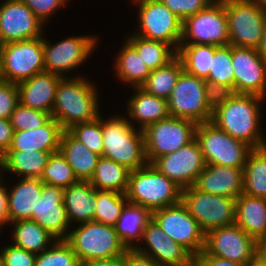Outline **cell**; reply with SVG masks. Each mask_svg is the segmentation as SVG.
I'll return each mask as SVG.
<instances>
[{
	"mask_svg": "<svg viewBox=\"0 0 266 266\" xmlns=\"http://www.w3.org/2000/svg\"><path fill=\"white\" fill-rule=\"evenodd\" d=\"M265 98L254 94H236L211 117V122L235 139L252 148L266 146V138L260 125L261 103Z\"/></svg>",
	"mask_w": 266,
	"mask_h": 266,
	"instance_id": "6da1fadb",
	"label": "cell"
},
{
	"mask_svg": "<svg viewBox=\"0 0 266 266\" xmlns=\"http://www.w3.org/2000/svg\"><path fill=\"white\" fill-rule=\"evenodd\" d=\"M86 78L70 76L62 78L57 85L51 117L59 122L64 131L100 115L96 84Z\"/></svg>",
	"mask_w": 266,
	"mask_h": 266,
	"instance_id": "7a4b0ae2",
	"label": "cell"
},
{
	"mask_svg": "<svg viewBox=\"0 0 266 266\" xmlns=\"http://www.w3.org/2000/svg\"><path fill=\"white\" fill-rule=\"evenodd\" d=\"M101 115L103 133V157L124 165L130 171L140 169L147 164L145 157L144 133L130 123L127 116Z\"/></svg>",
	"mask_w": 266,
	"mask_h": 266,
	"instance_id": "3957f363",
	"label": "cell"
},
{
	"mask_svg": "<svg viewBox=\"0 0 266 266\" xmlns=\"http://www.w3.org/2000/svg\"><path fill=\"white\" fill-rule=\"evenodd\" d=\"M181 190L174 181L160 173L152 164L130 171L125 193L128 202L152 212L181 202Z\"/></svg>",
	"mask_w": 266,
	"mask_h": 266,
	"instance_id": "277c9868",
	"label": "cell"
},
{
	"mask_svg": "<svg viewBox=\"0 0 266 266\" xmlns=\"http://www.w3.org/2000/svg\"><path fill=\"white\" fill-rule=\"evenodd\" d=\"M65 241L77 255L80 264L122 256L127 249L114 226L85 222L69 231Z\"/></svg>",
	"mask_w": 266,
	"mask_h": 266,
	"instance_id": "5b68a950",
	"label": "cell"
},
{
	"mask_svg": "<svg viewBox=\"0 0 266 266\" xmlns=\"http://www.w3.org/2000/svg\"><path fill=\"white\" fill-rule=\"evenodd\" d=\"M206 165L244 168L247 156L253 149L245 142L235 139L211 121L200 123L196 128Z\"/></svg>",
	"mask_w": 266,
	"mask_h": 266,
	"instance_id": "8992f818",
	"label": "cell"
},
{
	"mask_svg": "<svg viewBox=\"0 0 266 266\" xmlns=\"http://www.w3.org/2000/svg\"><path fill=\"white\" fill-rule=\"evenodd\" d=\"M197 125L189 119L173 116L148 125L143 130L147 163L192 142L196 138Z\"/></svg>",
	"mask_w": 266,
	"mask_h": 266,
	"instance_id": "52a82bcc",
	"label": "cell"
},
{
	"mask_svg": "<svg viewBox=\"0 0 266 266\" xmlns=\"http://www.w3.org/2000/svg\"><path fill=\"white\" fill-rule=\"evenodd\" d=\"M45 71L43 36L1 45L0 76L18 84Z\"/></svg>",
	"mask_w": 266,
	"mask_h": 266,
	"instance_id": "ba28073f",
	"label": "cell"
},
{
	"mask_svg": "<svg viewBox=\"0 0 266 266\" xmlns=\"http://www.w3.org/2000/svg\"><path fill=\"white\" fill-rule=\"evenodd\" d=\"M181 203L195 218L202 230L235 224L236 199L201 192L194 186L181 190Z\"/></svg>",
	"mask_w": 266,
	"mask_h": 266,
	"instance_id": "9c48e42d",
	"label": "cell"
},
{
	"mask_svg": "<svg viewBox=\"0 0 266 266\" xmlns=\"http://www.w3.org/2000/svg\"><path fill=\"white\" fill-rule=\"evenodd\" d=\"M229 44L258 49L262 43L266 9L248 0H224Z\"/></svg>",
	"mask_w": 266,
	"mask_h": 266,
	"instance_id": "30bf717a",
	"label": "cell"
},
{
	"mask_svg": "<svg viewBox=\"0 0 266 266\" xmlns=\"http://www.w3.org/2000/svg\"><path fill=\"white\" fill-rule=\"evenodd\" d=\"M138 10V31L132 34L169 44L176 52L182 38V23L160 0H133Z\"/></svg>",
	"mask_w": 266,
	"mask_h": 266,
	"instance_id": "8fae6325",
	"label": "cell"
},
{
	"mask_svg": "<svg viewBox=\"0 0 266 266\" xmlns=\"http://www.w3.org/2000/svg\"><path fill=\"white\" fill-rule=\"evenodd\" d=\"M180 44H229L224 0H215L207 8L187 17L182 23Z\"/></svg>",
	"mask_w": 266,
	"mask_h": 266,
	"instance_id": "7c38bea8",
	"label": "cell"
},
{
	"mask_svg": "<svg viewBox=\"0 0 266 266\" xmlns=\"http://www.w3.org/2000/svg\"><path fill=\"white\" fill-rule=\"evenodd\" d=\"M205 81L183 70L167 99L170 116L189 119L197 124L211 121L212 112L207 107L205 97Z\"/></svg>",
	"mask_w": 266,
	"mask_h": 266,
	"instance_id": "4fadbf2b",
	"label": "cell"
},
{
	"mask_svg": "<svg viewBox=\"0 0 266 266\" xmlns=\"http://www.w3.org/2000/svg\"><path fill=\"white\" fill-rule=\"evenodd\" d=\"M98 38L95 36H70L50 43L43 36L45 71L67 78L65 73L77 69L94 53Z\"/></svg>",
	"mask_w": 266,
	"mask_h": 266,
	"instance_id": "5bb4252c",
	"label": "cell"
},
{
	"mask_svg": "<svg viewBox=\"0 0 266 266\" xmlns=\"http://www.w3.org/2000/svg\"><path fill=\"white\" fill-rule=\"evenodd\" d=\"M153 219L194 258L204 250L206 233L181 202L153 211Z\"/></svg>",
	"mask_w": 266,
	"mask_h": 266,
	"instance_id": "9a60e30c",
	"label": "cell"
},
{
	"mask_svg": "<svg viewBox=\"0 0 266 266\" xmlns=\"http://www.w3.org/2000/svg\"><path fill=\"white\" fill-rule=\"evenodd\" d=\"M204 251L230 261L250 263L256 256L257 241L238 225L232 224L207 232Z\"/></svg>",
	"mask_w": 266,
	"mask_h": 266,
	"instance_id": "2e32d148",
	"label": "cell"
},
{
	"mask_svg": "<svg viewBox=\"0 0 266 266\" xmlns=\"http://www.w3.org/2000/svg\"><path fill=\"white\" fill-rule=\"evenodd\" d=\"M151 164L182 189L193 186L206 166L196 138L177 151L156 158Z\"/></svg>",
	"mask_w": 266,
	"mask_h": 266,
	"instance_id": "e0dca14e",
	"label": "cell"
},
{
	"mask_svg": "<svg viewBox=\"0 0 266 266\" xmlns=\"http://www.w3.org/2000/svg\"><path fill=\"white\" fill-rule=\"evenodd\" d=\"M45 25L21 0L0 4V42L7 44L42 37Z\"/></svg>",
	"mask_w": 266,
	"mask_h": 266,
	"instance_id": "ac0fdd59",
	"label": "cell"
},
{
	"mask_svg": "<svg viewBox=\"0 0 266 266\" xmlns=\"http://www.w3.org/2000/svg\"><path fill=\"white\" fill-rule=\"evenodd\" d=\"M234 93L254 94L266 99V62L258 49L232 45Z\"/></svg>",
	"mask_w": 266,
	"mask_h": 266,
	"instance_id": "d6986e66",
	"label": "cell"
},
{
	"mask_svg": "<svg viewBox=\"0 0 266 266\" xmlns=\"http://www.w3.org/2000/svg\"><path fill=\"white\" fill-rule=\"evenodd\" d=\"M141 242L144 245H136L135 249L150 256L160 266L194 265V257L167 236L154 219L144 228Z\"/></svg>",
	"mask_w": 266,
	"mask_h": 266,
	"instance_id": "ffe728a7",
	"label": "cell"
},
{
	"mask_svg": "<svg viewBox=\"0 0 266 266\" xmlns=\"http://www.w3.org/2000/svg\"><path fill=\"white\" fill-rule=\"evenodd\" d=\"M64 189L43 183V191L37 201L32 219L57 240H65L71 226L63 203Z\"/></svg>",
	"mask_w": 266,
	"mask_h": 266,
	"instance_id": "44dd1931",
	"label": "cell"
},
{
	"mask_svg": "<svg viewBox=\"0 0 266 266\" xmlns=\"http://www.w3.org/2000/svg\"><path fill=\"white\" fill-rule=\"evenodd\" d=\"M243 168L206 165L193 185L201 192L236 199L243 192Z\"/></svg>",
	"mask_w": 266,
	"mask_h": 266,
	"instance_id": "7402d4cb",
	"label": "cell"
},
{
	"mask_svg": "<svg viewBox=\"0 0 266 266\" xmlns=\"http://www.w3.org/2000/svg\"><path fill=\"white\" fill-rule=\"evenodd\" d=\"M61 79L56 74L44 71L18 83L19 103L52 114L56 88Z\"/></svg>",
	"mask_w": 266,
	"mask_h": 266,
	"instance_id": "603a6c76",
	"label": "cell"
},
{
	"mask_svg": "<svg viewBox=\"0 0 266 266\" xmlns=\"http://www.w3.org/2000/svg\"><path fill=\"white\" fill-rule=\"evenodd\" d=\"M63 131L59 122L51 117L40 128L14 131L8 150L58 152Z\"/></svg>",
	"mask_w": 266,
	"mask_h": 266,
	"instance_id": "cb8c5ba5",
	"label": "cell"
},
{
	"mask_svg": "<svg viewBox=\"0 0 266 266\" xmlns=\"http://www.w3.org/2000/svg\"><path fill=\"white\" fill-rule=\"evenodd\" d=\"M43 191L40 179L20 178L8 190L9 223L20 220H31L32 212H36L37 201Z\"/></svg>",
	"mask_w": 266,
	"mask_h": 266,
	"instance_id": "d4e9b609",
	"label": "cell"
},
{
	"mask_svg": "<svg viewBox=\"0 0 266 266\" xmlns=\"http://www.w3.org/2000/svg\"><path fill=\"white\" fill-rule=\"evenodd\" d=\"M135 91L128 98L127 119L130 123L137 122L138 129L144 130L148 125L166 119L170 116L166 99L147 93L141 87H133ZM134 121V122H131Z\"/></svg>",
	"mask_w": 266,
	"mask_h": 266,
	"instance_id": "484cf974",
	"label": "cell"
},
{
	"mask_svg": "<svg viewBox=\"0 0 266 266\" xmlns=\"http://www.w3.org/2000/svg\"><path fill=\"white\" fill-rule=\"evenodd\" d=\"M96 189L89 180H79L64 189L63 203L70 225L94 221ZM72 223V224H71Z\"/></svg>",
	"mask_w": 266,
	"mask_h": 266,
	"instance_id": "4316f807",
	"label": "cell"
},
{
	"mask_svg": "<svg viewBox=\"0 0 266 266\" xmlns=\"http://www.w3.org/2000/svg\"><path fill=\"white\" fill-rule=\"evenodd\" d=\"M235 224L256 241L266 235V198L242 193L236 198Z\"/></svg>",
	"mask_w": 266,
	"mask_h": 266,
	"instance_id": "83f0119b",
	"label": "cell"
},
{
	"mask_svg": "<svg viewBox=\"0 0 266 266\" xmlns=\"http://www.w3.org/2000/svg\"><path fill=\"white\" fill-rule=\"evenodd\" d=\"M152 219L153 212L150 209L127 202L114 228L126 248H135L141 244L143 230Z\"/></svg>",
	"mask_w": 266,
	"mask_h": 266,
	"instance_id": "f1b7e54d",
	"label": "cell"
},
{
	"mask_svg": "<svg viewBox=\"0 0 266 266\" xmlns=\"http://www.w3.org/2000/svg\"><path fill=\"white\" fill-rule=\"evenodd\" d=\"M59 151L66 158L79 180H90L94 174L99 155L89 150L68 130L62 132Z\"/></svg>",
	"mask_w": 266,
	"mask_h": 266,
	"instance_id": "f546056e",
	"label": "cell"
},
{
	"mask_svg": "<svg viewBox=\"0 0 266 266\" xmlns=\"http://www.w3.org/2000/svg\"><path fill=\"white\" fill-rule=\"evenodd\" d=\"M51 153L8 150L2 157V170L20 178L40 179Z\"/></svg>",
	"mask_w": 266,
	"mask_h": 266,
	"instance_id": "4dcf8cb0",
	"label": "cell"
},
{
	"mask_svg": "<svg viewBox=\"0 0 266 266\" xmlns=\"http://www.w3.org/2000/svg\"><path fill=\"white\" fill-rule=\"evenodd\" d=\"M125 42V43H124ZM115 57L114 71L120 82L141 87L151 73L138 52L125 40Z\"/></svg>",
	"mask_w": 266,
	"mask_h": 266,
	"instance_id": "1f68e13d",
	"label": "cell"
},
{
	"mask_svg": "<svg viewBox=\"0 0 266 266\" xmlns=\"http://www.w3.org/2000/svg\"><path fill=\"white\" fill-rule=\"evenodd\" d=\"M9 225L14 227L13 236H11L13 244L36 255L57 241L53 235L33 220L14 221Z\"/></svg>",
	"mask_w": 266,
	"mask_h": 266,
	"instance_id": "d6a6232c",
	"label": "cell"
},
{
	"mask_svg": "<svg viewBox=\"0 0 266 266\" xmlns=\"http://www.w3.org/2000/svg\"><path fill=\"white\" fill-rule=\"evenodd\" d=\"M130 170L111 159L100 156L89 182L97 190L115 191L125 194Z\"/></svg>",
	"mask_w": 266,
	"mask_h": 266,
	"instance_id": "836d02e7",
	"label": "cell"
},
{
	"mask_svg": "<svg viewBox=\"0 0 266 266\" xmlns=\"http://www.w3.org/2000/svg\"><path fill=\"white\" fill-rule=\"evenodd\" d=\"M244 194L266 198V146L253 148L243 168Z\"/></svg>",
	"mask_w": 266,
	"mask_h": 266,
	"instance_id": "e575fe53",
	"label": "cell"
},
{
	"mask_svg": "<svg viewBox=\"0 0 266 266\" xmlns=\"http://www.w3.org/2000/svg\"><path fill=\"white\" fill-rule=\"evenodd\" d=\"M126 41L138 52L147 67L156 70L169 63L177 52L167 43L131 34Z\"/></svg>",
	"mask_w": 266,
	"mask_h": 266,
	"instance_id": "d590c367",
	"label": "cell"
},
{
	"mask_svg": "<svg viewBox=\"0 0 266 266\" xmlns=\"http://www.w3.org/2000/svg\"><path fill=\"white\" fill-rule=\"evenodd\" d=\"M177 56L185 72L206 80L214 56V45L180 44Z\"/></svg>",
	"mask_w": 266,
	"mask_h": 266,
	"instance_id": "8d00e7d4",
	"label": "cell"
},
{
	"mask_svg": "<svg viewBox=\"0 0 266 266\" xmlns=\"http://www.w3.org/2000/svg\"><path fill=\"white\" fill-rule=\"evenodd\" d=\"M182 71V62L176 55L166 65L152 70L141 88L149 94L167 100Z\"/></svg>",
	"mask_w": 266,
	"mask_h": 266,
	"instance_id": "74e56055",
	"label": "cell"
},
{
	"mask_svg": "<svg viewBox=\"0 0 266 266\" xmlns=\"http://www.w3.org/2000/svg\"><path fill=\"white\" fill-rule=\"evenodd\" d=\"M127 202L125 194L96 189L94 221L114 226Z\"/></svg>",
	"mask_w": 266,
	"mask_h": 266,
	"instance_id": "f35d334b",
	"label": "cell"
},
{
	"mask_svg": "<svg viewBox=\"0 0 266 266\" xmlns=\"http://www.w3.org/2000/svg\"><path fill=\"white\" fill-rule=\"evenodd\" d=\"M40 180L47 185L65 189L79 181L72 167L60 151L52 153Z\"/></svg>",
	"mask_w": 266,
	"mask_h": 266,
	"instance_id": "ab89813d",
	"label": "cell"
},
{
	"mask_svg": "<svg viewBox=\"0 0 266 266\" xmlns=\"http://www.w3.org/2000/svg\"><path fill=\"white\" fill-rule=\"evenodd\" d=\"M206 81L229 86L234 91L232 45L214 46V56Z\"/></svg>",
	"mask_w": 266,
	"mask_h": 266,
	"instance_id": "60d3db41",
	"label": "cell"
},
{
	"mask_svg": "<svg viewBox=\"0 0 266 266\" xmlns=\"http://www.w3.org/2000/svg\"><path fill=\"white\" fill-rule=\"evenodd\" d=\"M77 255L65 240L55 241L45 251L36 255L35 266H80Z\"/></svg>",
	"mask_w": 266,
	"mask_h": 266,
	"instance_id": "b9f144b4",
	"label": "cell"
},
{
	"mask_svg": "<svg viewBox=\"0 0 266 266\" xmlns=\"http://www.w3.org/2000/svg\"><path fill=\"white\" fill-rule=\"evenodd\" d=\"M68 131L89 150L103 155L101 114L94 120L73 125Z\"/></svg>",
	"mask_w": 266,
	"mask_h": 266,
	"instance_id": "7bdbcfd3",
	"label": "cell"
},
{
	"mask_svg": "<svg viewBox=\"0 0 266 266\" xmlns=\"http://www.w3.org/2000/svg\"><path fill=\"white\" fill-rule=\"evenodd\" d=\"M51 118V114L23 106L18 103L11 114L10 122L14 131L40 128Z\"/></svg>",
	"mask_w": 266,
	"mask_h": 266,
	"instance_id": "ee69618b",
	"label": "cell"
},
{
	"mask_svg": "<svg viewBox=\"0 0 266 266\" xmlns=\"http://www.w3.org/2000/svg\"><path fill=\"white\" fill-rule=\"evenodd\" d=\"M180 20L207 8L215 0H160Z\"/></svg>",
	"mask_w": 266,
	"mask_h": 266,
	"instance_id": "f6af8a7d",
	"label": "cell"
},
{
	"mask_svg": "<svg viewBox=\"0 0 266 266\" xmlns=\"http://www.w3.org/2000/svg\"><path fill=\"white\" fill-rule=\"evenodd\" d=\"M2 266H35L36 254L14 244L1 248Z\"/></svg>",
	"mask_w": 266,
	"mask_h": 266,
	"instance_id": "bcb514c9",
	"label": "cell"
},
{
	"mask_svg": "<svg viewBox=\"0 0 266 266\" xmlns=\"http://www.w3.org/2000/svg\"><path fill=\"white\" fill-rule=\"evenodd\" d=\"M234 91L231 87L218 83L205 81V97L208 109L213 113L217 108L224 105Z\"/></svg>",
	"mask_w": 266,
	"mask_h": 266,
	"instance_id": "7dc6e473",
	"label": "cell"
},
{
	"mask_svg": "<svg viewBox=\"0 0 266 266\" xmlns=\"http://www.w3.org/2000/svg\"><path fill=\"white\" fill-rule=\"evenodd\" d=\"M24 2L32 12L46 25L49 17L57 13L62 8L63 4L66 6L68 0H21Z\"/></svg>",
	"mask_w": 266,
	"mask_h": 266,
	"instance_id": "c3c4849f",
	"label": "cell"
},
{
	"mask_svg": "<svg viewBox=\"0 0 266 266\" xmlns=\"http://www.w3.org/2000/svg\"><path fill=\"white\" fill-rule=\"evenodd\" d=\"M18 103L19 91L17 84L5 82L0 87V118L10 119Z\"/></svg>",
	"mask_w": 266,
	"mask_h": 266,
	"instance_id": "681fc988",
	"label": "cell"
},
{
	"mask_svg": "<svg viewBox=\"0 0 266 266\" xmlns=\"http://www.w3.org/2000/svg\"><path fill=\"white\" fill-rule=\"evenodd\" d=\"M124 266H160L150 256L135 248H127L122 255Z\"/></svg>",
	"mask_w": 266,
	"mask_h": 266,
	"instance_id": "f907efd6",
	"label": "cell"
},
{
	"mask_svg": "<svg viewBox=\"0 0 266 266\" xmlns=\"http://www.w3.org/2000/svg\"><path fill=\"white\" fill-rule=\"evenodd\" d=\"M194 265L195 266H249V263H240L223 259L220 257H215L202 250L194 258Z\"/></svg>",
	"mask_w": 266,
	"mask_h": 266,
	"instance_id": "816d5d0a",
	"label": "cell"
},
{
	"mask_svg": "<svg viewBox=\"0 0 266 266\" xmlns=\"http://www.w3.org/2000/svg\"><path fill=\"white\" fill-rule=\"evenodd\" d=\"M13 132L10 119L0 118V157L8 151L12 142Z\"/></svg>",
	"mask_w": 266,
	"mask_h": 266,
	"instance_id": "f5cc1de1",
	"label": "cell"
},
{
	"mask_svg": "<svg viewBox=\"0 0 266 266\" xmlns=\"http://www.w3.org/2000/svg\"><path fill=\"white\" fill-rule=\"evenodd\" d=\"M3 180L0 181V225L5 227L9 225L8 187Z\"/></svg>",
	"mask_w": 266,
	"mask_h": 266,
	"instance_id": "db71d44e",
	"label": "cell"
},
{
	"mask_svg": "<svg viewBox=\"0 0 266 266\" xmlns=\"http://www.w3.org/2000/svg\"><path fill=\"white\" fill-rule=\"evenodd\" d=\"M84 266H124L122 256L109 258V259H101L94 260L88 263L83 264Z\"/></svg>",
	"mask_w": 266,
	"mask_h": 266,
	"instance_id": "11a10c76",
	"label": "cell"
},
{
	"mask_svg": "<svg viewBox=\"0 0 266 266\" xmlns=\"http://www.w3.org/2000/svg\"><path fill=\"white\" fill-rule=\"evenodd\" d=\"M256 255L266 262V235L257 240Z\"/></svg>",
	"mask_w": 266,
	"mask_h": 266,
	"instance_id": "9f6ffc18",
	"label": "cell"
},
{
	"mask_svg": "<svg viewBox=\"0 0 266 266\" xmlns=\"http://www.w3.org/2000/svg\"><path fill=\"white\" fill-rule=\"evenodd\" d=\"M258 51H259L260 56L266 62V22L264 25L262 43H261L260 47L258 48Z\"/></svg>",
	"mask_w": 266,
	"mask_h": 266,
	"instance_id": "6f0895ef",
	"label": "cell"
},
{
	"mask_svg": "<svg viewBox=\"0 0 266 266\" xmlns=\"http://www.w3.org/2000/svg\"><path fill=\"white\" fill-rule=\"evenodd\" d=\"M249 266H266V262L256 255L249 263Z\"/></svg>",
	"mask_w": 266,
	"mask_h": 266,
	"instance_id": "680465c9",
	"label": "cell"
},
{
	"mask_svg": "<svg viewBox=\"0 0 266 266\" xmlns=\"http://www.w3.org/2000/svg\"><path fill=\"white\" fill-rule=\"evenodd\" d=\"M248 1L256 3L261 8L266 9V0H248Z\"/></svg>",
	"mask_w": 266,
	"mask_h": 266,
	"instance_id": "91938a15",
	"label": "cell"
},
{
	"mask_svg": "<svg viewBox=\"0 0 266 266\" xmlns=\"http://www.w3.org/2000/svg\"><path fill=\"white\" fill-rule=\"evenodd\" d=\"M1 172H3V170H2V160L0 157V181L3 179L2 177H4L3 175H1Z\"/></svg>",
	"mask_w": 266,
	"mask_h": 266,
	"instance_id": "94428289",
	"label": "cell"
},
{
	"mask_svg": "<svg viewBox=\"0 0 266 266\" xmlns=\"http://www.w3.org/2000/svg\"><path fill=\"white\" fill-rule=\"evenodd\" d=\"M6 81L0 76V87L5 83Z\"/></svg>",
	"mask_w": 266,
	"mask_h": 266,
	"instance_id": "6125c7cd",
	"label": "cell"
},
{
	"mask_svg": "<svg viewBox=\"0 0 266 266\" xmlns=\"http://www.w3.org/2000/svg\"><path fill=\"white\" fill-rule=\"evenodd\" d=\"M0 266H2V256H1V253H0Z\"/></svg>",
	"mask_w": 266,
	"mask_h": 266,
	"instance_id": "be15d7a7",
	"label": "cell"
},
{
	"mask_svg": "<svg viewBox=\"0 0 266 266\" xmlns=\"http://www.w3.org/2000/svg\"><path fill=\"white\" fill-rule=\"evenodd\" d=\"M2 229H4V228L0 225V234L2 233Z\"/></svg>",
	"mask_w": 266,
	"mask_h": 266,
	"instance_id": "e7e4bbea",
	"label": "cell"
}]
</instances>
